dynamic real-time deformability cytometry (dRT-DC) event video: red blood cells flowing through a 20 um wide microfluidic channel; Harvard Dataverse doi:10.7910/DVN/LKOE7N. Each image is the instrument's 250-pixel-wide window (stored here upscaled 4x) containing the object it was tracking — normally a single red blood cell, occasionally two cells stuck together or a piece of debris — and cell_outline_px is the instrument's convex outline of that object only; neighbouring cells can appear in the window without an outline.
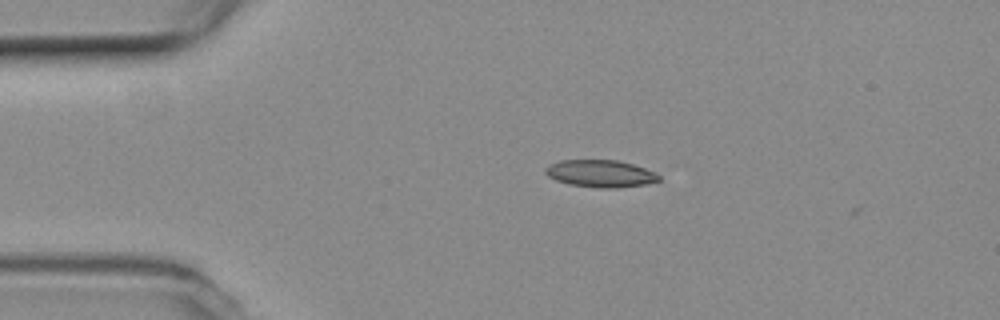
{"species": "common noctule bat (a hibernating species)", "species_latin": "Nyctalus noctula", "temperature_condition": "room temperature", "stored_images_in_passage": 6, "camera_frame_rate_fps": 3000, "um_per_image_px": 0.085, "animal": {"sex": "female", "body_mass_g": 19.3, "forearm_length_mm": 54.1}, "frame": {"image": 1, "passage_image": 1, "time_ms": 0.0, "image_size_px": [1000, 320], "cell_outline_px": [[660, 180], [644, 184], [616, 188], [600, 188], [568, 184], [556, 180], [548, 176], [544, 172], [544, 168], [548, 164], [560, 160], [620, 160], [656, 172], [660, 176]], "centroid_in_image_um": [51.01, 14.74], "position_along_channel_um": 34.0, "area_um2": 18.09}}